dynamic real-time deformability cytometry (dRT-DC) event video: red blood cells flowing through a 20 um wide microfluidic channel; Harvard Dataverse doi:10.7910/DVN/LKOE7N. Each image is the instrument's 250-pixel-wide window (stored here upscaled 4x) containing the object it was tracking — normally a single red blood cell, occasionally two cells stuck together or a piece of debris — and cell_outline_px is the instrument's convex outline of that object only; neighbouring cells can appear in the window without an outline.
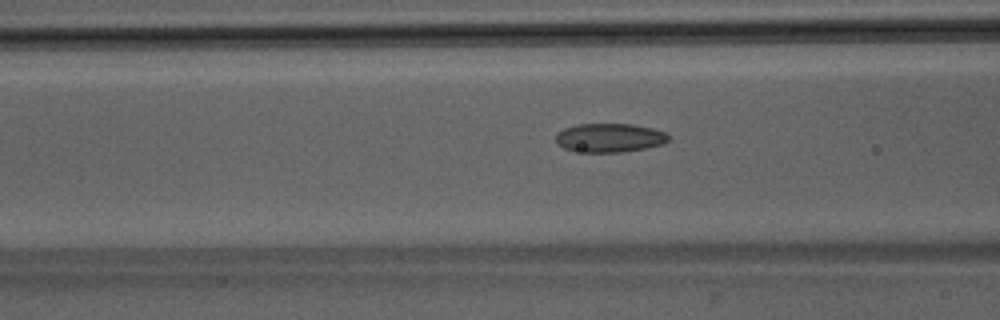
{"species": "Egyptian fruit bat (a non-hibernating species)", "species_latin": "Rousettus aegyptiacus", "temperature_condition": "room temperature", "stored_images_in_passage": 49, "camera_frame_rate_fps": 3000, "um_per_image_px": 0.085, "animal": {"sex": "male"}, "frame": {"image": 1, "passage_image": 18, "time_ms": 5.667, "image_size_px": [1000, 320], "cell_outline_px": [[668, 140], [664, 144], [644, 148], [620, 152], [584, 152], [564, 148], [556, 140], [556, 132], [564, 128], [580, 124], [632, 124], [652, 128], [668, 132]], "centroid_in_image_um": [51.84, 11.7], "position_along_channel_um": 114.8, "area_um2": 18.84}}
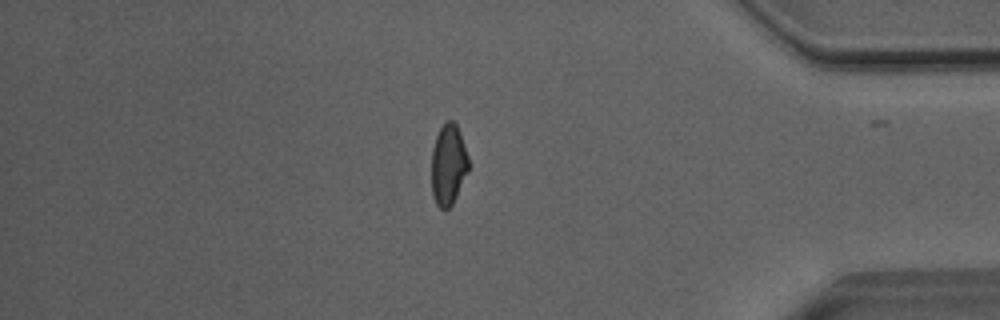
{"frame": {"image": 2, "passage_image": 41, "time_ms": 13.333, "image_size_px": [1000, 320], "cell_outline_px": [[468, 172], [452, 204], [444, 212], [436, 204], [432, 196], [432, 148], [436, 136], [440, 128], [448, 120], [452, 120], [456, 124], [460, 132], [468, 156]], "centroid_in_image_um": [38.1, 14.02], "position_along_channel_um": 397.1, "area_um2": 17.46}}
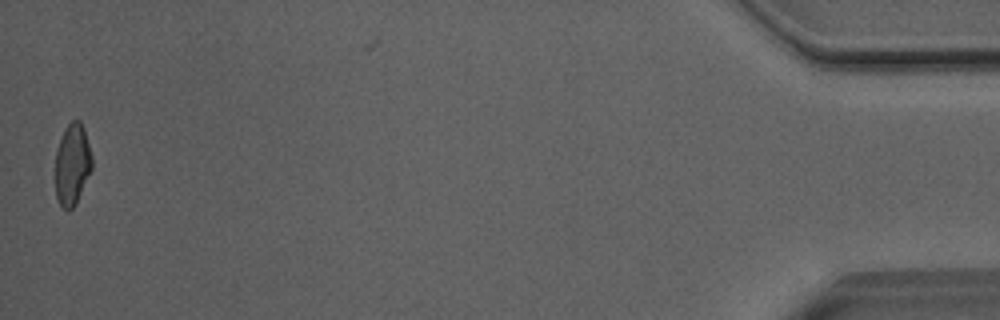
{"frame": {"image": 3, "passage_image": 48, "time_ms": 15.667, "image_size_px": [1000, 320], "cell_outline_px": [[92, 168], [76, 204], [68, 212], [60, 204], [56, 196], [56, 148], [64, 128], [72, 120], [80, 120], [84, 128], [92, 156]], "centroid_in_image_um": [6.14, 13.96], "position_along_channel_um": 429.1, "area_um2": 17.46}, "authors_computed_cell_mechanics": {"area_um2": 18.4382, "velocity_mm_per_s": 4.0898, "shape_relaxation_time_tau1_ms": 9.3301, "shape_relaxation_time_tau2_ms": 1.3143, "deformation_change_tau1": 0.2074, "deformation_change_tau2": 0.0635}}